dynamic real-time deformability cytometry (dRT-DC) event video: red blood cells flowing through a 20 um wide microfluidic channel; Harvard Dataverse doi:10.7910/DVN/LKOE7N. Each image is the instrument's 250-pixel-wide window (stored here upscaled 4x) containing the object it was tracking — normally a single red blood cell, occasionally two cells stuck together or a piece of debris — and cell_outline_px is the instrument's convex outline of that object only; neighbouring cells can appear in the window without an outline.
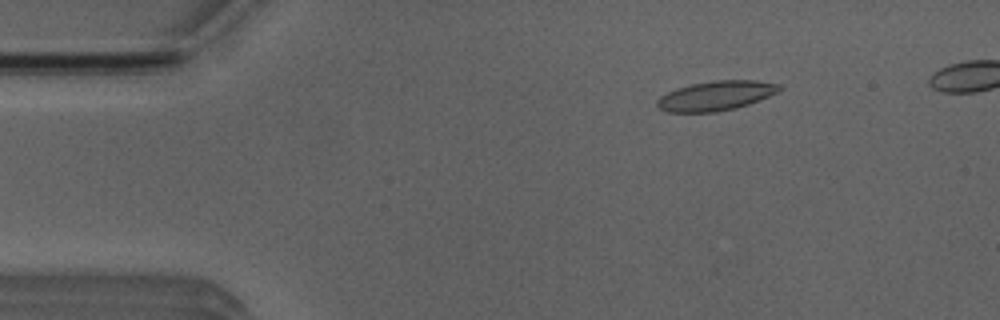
{"species": "Egyptian fruit bat (a non-hibernating species)", "species_latin": "Rousettus aegyptiacus", "temperature_condition": "room temperature", "stored_images_in_passage": 4, "camera_frame_rate_fps": 3000, "um_per_image_px": 0.085, "animal": {"sex": "male"}, "frame": {"image": 1, "passage_image": 2, "time_ms": 1.333, "image_size_px": [1000, 320], "cell_outline_px": [[784, 88], [780, 92], [748, 104], [736, 108], [716, 112], [664, 112], [656, 104], [656, 100], [660, 96], [676, 88], [692, 84], [712, 80], [756, 80], [780, 84]], "centroid_in_image_um": [60.88, 8.13], "position_along_channel_um": 24.1, "area_um2": 21.27}}